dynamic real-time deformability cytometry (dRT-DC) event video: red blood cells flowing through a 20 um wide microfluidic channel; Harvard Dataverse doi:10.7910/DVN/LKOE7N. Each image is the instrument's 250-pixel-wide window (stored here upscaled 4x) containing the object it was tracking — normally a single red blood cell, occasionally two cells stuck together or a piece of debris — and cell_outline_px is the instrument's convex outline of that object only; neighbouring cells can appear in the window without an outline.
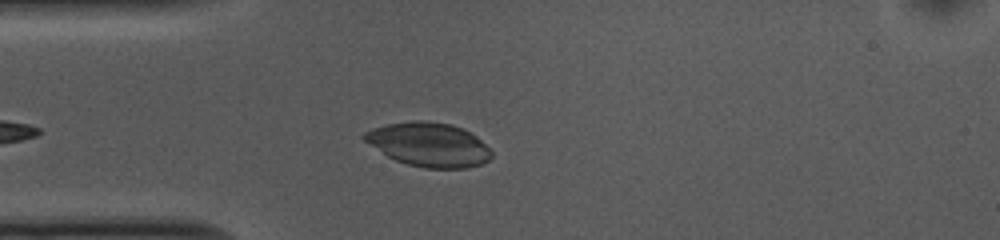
{"species": "common noctule bat (a hibernating species)", "species_latin": "Nyctalus noctula", "temperature_condition": "cold", "stored_images_in_passage": 38, "camera_frame_rate_fps": 3000, "um_per_image_px": 0.085, "animal": {"sex": "female", "body_mass_g": 10.0, "forearm_length_mm": 53.1}, "frame": {"image": 1, "passage_image": 2, "time_ms": 0.333, "image_size_px": [1000, 240], "cell_outline_px": [[492, 156], [488, 160], [480, 164], [468, 168], [424, 168], [408, 164], [396, 160], [388, 156], [364, 140], [360, 136], [364, 132], [372, 128], [388, 124], [412, 120], [428, 120], [452, 124], [464, 128], [476, 136], [492, 152]], "centroid_in_image_um": [36.45, 12.27], "position_along_channel_um": 48.6, "area_um2": 32.6}}
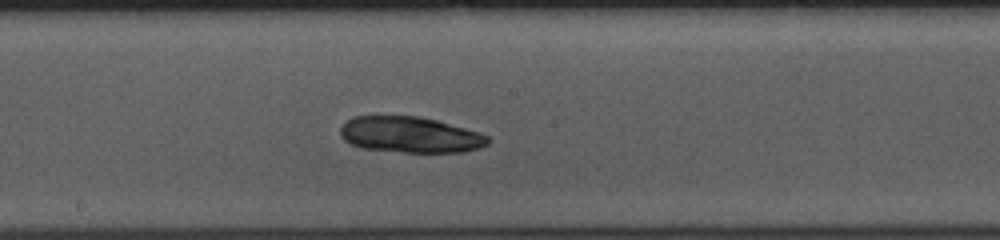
{"frame": {"image": 2, "passage_image": 16, "time_ms": 5.0, "image_size_px": [1000, 240], "cell_outline_px": [[492, 140], [488, 144], [464, 152], [404, 152], [364, 148], [352, 144], [344, 140], [340, 136], [340, 128], [352, 116], [420, 116], [436, 120], [480, 132], [488, 136]], "centroid_in_image_um": [34.88, 11.45], "position_along_channel_um": 213.3, "area_um2": 30.87}}
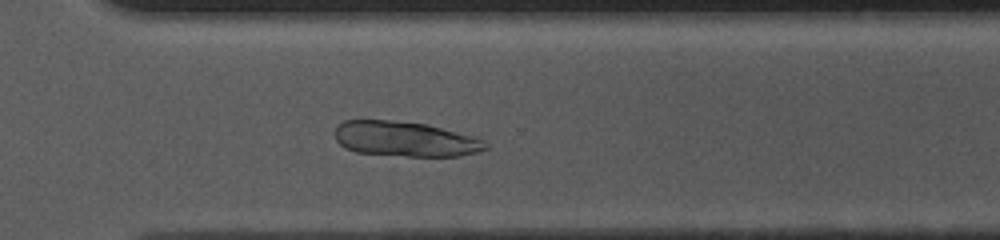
{"frame": {"image": 3, "passage_image": 26, "time_ms": 8.333, "image_size_px": [1000, 240], "cell_outline_px": [[488, 148], [476, 152], [460, 156], [408, 156], [356, 152], [344, 148], [336, 140], [336, 128], [344, 120], [388, 120], [428, 124], [472, 136], [484, 140], [488, 144]], "centroid_in_image_um": [34.44, 11.82], "position_along_channel_um": 336.2, "area_um2": 30.63}}